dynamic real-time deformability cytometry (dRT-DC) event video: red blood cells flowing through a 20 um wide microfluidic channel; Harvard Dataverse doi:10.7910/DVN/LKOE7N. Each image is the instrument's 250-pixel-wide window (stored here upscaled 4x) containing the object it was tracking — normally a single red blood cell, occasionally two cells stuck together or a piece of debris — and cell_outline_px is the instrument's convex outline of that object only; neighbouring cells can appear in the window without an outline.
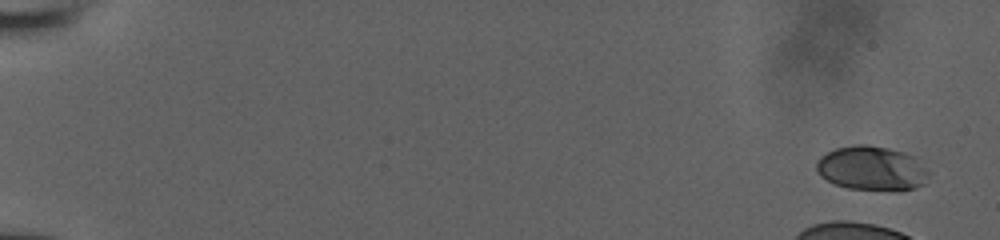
{"species": "human", "species_latin": "Homo sapiens", "temperature_condition": "room temperature", "stored_images_in_passage": 6, "camera_frame_rate_fps": 3000, "um_per_image_px": 0.085, "donor": {"sex": "male"}, "frame": {"image": 1, "passage_image": 1, "time_ms": 0.0, "image_size_px": [1000, 240], "cell_outline_px": [[932, 172], [924, 184], [916, 188], [896, 192], [848, 188], [836, 184], [820, 176], [816, 172], [816, 160], [820, 156], [836, 148], [856, 144], [864, 144], [888, 148], [904, 152], [912, 156]], "centroid_in_image_um": [74.13, 14.33], "position_along_channel_um": 10.9, "area_um2": 29.54}}